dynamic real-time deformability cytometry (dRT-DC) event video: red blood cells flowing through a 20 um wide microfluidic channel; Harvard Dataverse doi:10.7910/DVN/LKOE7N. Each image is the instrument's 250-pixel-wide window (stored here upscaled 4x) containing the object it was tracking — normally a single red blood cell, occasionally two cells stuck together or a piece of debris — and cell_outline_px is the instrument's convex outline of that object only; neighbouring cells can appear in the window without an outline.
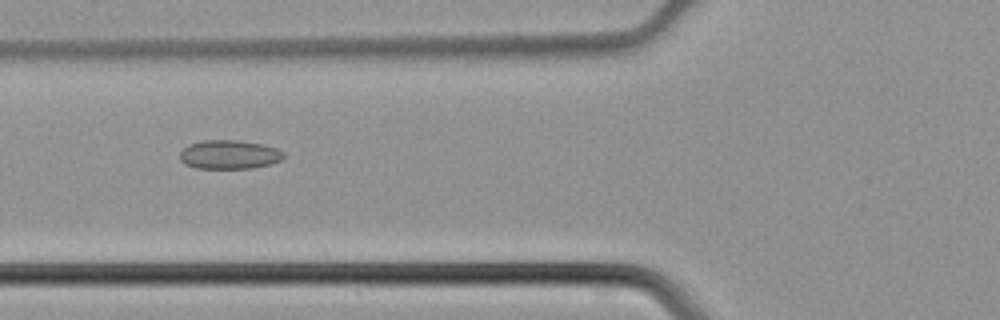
{"species": "common noctule bat (a hibernating species)", "species_latin": "Nyctalus noctula", "temperature_condition": "cold", "stored_images_in_passage": 6, "camera_frame_rate_fps": 3000, "um_per_image_px": 0.085, "animal": {"sex": "male", "body_mass_g": 21.5, "forearm_length_mm": 52.0}, "frame": {"image": 1, "passage_image": 3, "time_ms": 0.667, "image_size_px": [1000, 320], "cell_outline_px": [[284, 156], [280, 160], [268, 164], [252, 168], [196, 168], [184, 164], [180, 160], [180, 152], [188, 144], [204, 140], [236, 140], [264, 144], [276, 148], [284, 152]], "centroid_in_image_um": [19.46, 13.13], "position_along_channel_um": 106.3, "area_um2": 17.46}}